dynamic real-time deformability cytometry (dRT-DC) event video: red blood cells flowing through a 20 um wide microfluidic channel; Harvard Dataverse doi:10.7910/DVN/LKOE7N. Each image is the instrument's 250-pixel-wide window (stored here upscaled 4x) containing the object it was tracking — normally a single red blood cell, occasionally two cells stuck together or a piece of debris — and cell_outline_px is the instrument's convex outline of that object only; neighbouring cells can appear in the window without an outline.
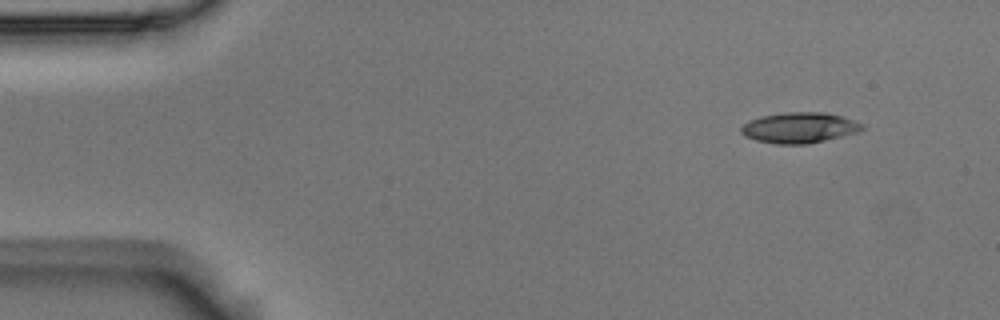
{"species": "Egyptian fruit bat (a non-hibernating species)", "species_latin": "Rousettus aegyptiacus", "temperature_condition": "room temperature", "stored_images_in_passage": 4, "camera_frame_rate_fps": 3000, "um_per_image_px": 0.085, "animal": {"sex": "male"}, "frame": {"image": 1, "passage_image": 1, "time_ms": 0.0, "image_size_px": [1000, 320], "cell_outline_px": [[864, 128], [860, 132], [808, 144], [776, 144], [756, 140], [744, 136], [740, 132], [740, 128], [748, 120], [760, 116], [788, 112], [824, 112], [840, 116], [864, 124]], "centroid_in_image_um": [67.93, 10.86], "position_along_channel_um": 17.1, "area_um2": 21.68}}